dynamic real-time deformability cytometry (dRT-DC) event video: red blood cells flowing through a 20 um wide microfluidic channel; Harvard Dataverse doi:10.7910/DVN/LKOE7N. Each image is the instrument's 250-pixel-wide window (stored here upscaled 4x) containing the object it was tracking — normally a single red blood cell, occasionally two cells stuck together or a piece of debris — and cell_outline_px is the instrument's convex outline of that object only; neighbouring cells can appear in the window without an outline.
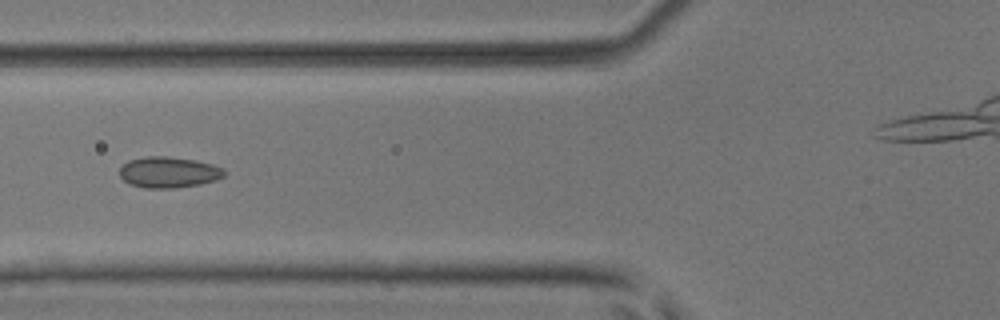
{"species": "common noctule bat (a hibernating species)", "species_latin": "Nyctalus noctula", "temperature_condition": "room temperature", "stored_images_in_passage": 6, "camera_frame_rate_fps": 3000, "um_per_image_px": 0.085, "animal": {"sex": "male", "body_mass_g": 17.9, "forearm_length_mm": 54.2}, "frame": {"image": 1, "passage_image": 6, "time_ms": 1.667, "image_size_px": [1000, 320], "cell_outline_px": [[224, 176], [216, 180], [200, 184], [172, 188], [144, 188], [128, 184], [120, 176], [120, 168], [128, 160], [148, 156], [168, 156], [196, 160], [212, 164], [224, 168]], "centroid_in_image_um": [14.33, 14.64], "position_along_channel_um": 111.5, "area_um2": 18.96}}